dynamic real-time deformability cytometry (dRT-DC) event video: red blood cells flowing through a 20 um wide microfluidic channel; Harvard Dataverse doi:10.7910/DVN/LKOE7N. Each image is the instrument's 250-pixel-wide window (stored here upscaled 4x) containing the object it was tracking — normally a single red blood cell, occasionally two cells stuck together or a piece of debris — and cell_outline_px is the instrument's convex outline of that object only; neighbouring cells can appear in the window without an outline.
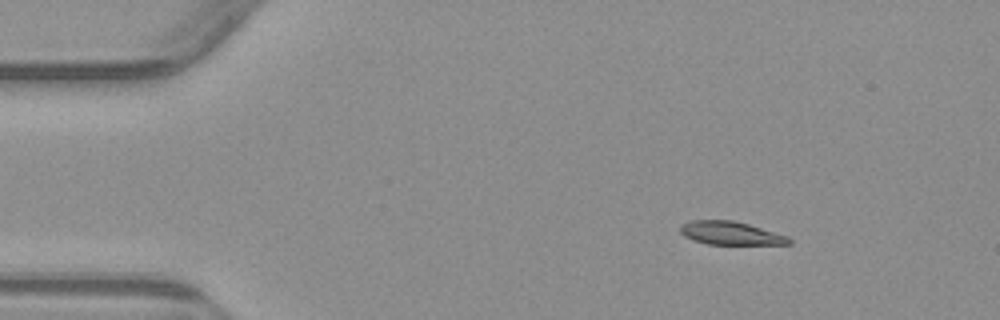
{"species": "common noctule bat (a hibernating species)", "species_latin": "Nyctalus noctula", "temperature_condition": "warm", "stored_images_in_passage": 4, "camera_frame_rate_fps": 3000, "um_per_image_px": 0.085, "animal": {"sex": "male", "body_mass_g": 23.1, "forearm_length_mm": 52.7}, "frame": {"image": 1, "passage_image": 2, "time_ms": 1.0, "image_size_px": [1000, 320], "cell_outline_px": [[792, 244], [708, 244], [692, 240], [684, 236], [680, 232], [680, 228], [684, 224], [692, 220], [732, 220], [748, 224], [788, 236], [792, 240]], "centroid_in_image_um": [62.11, 19.82], "position_along_channel_um": 22.9, "area_um2": 14.62}}
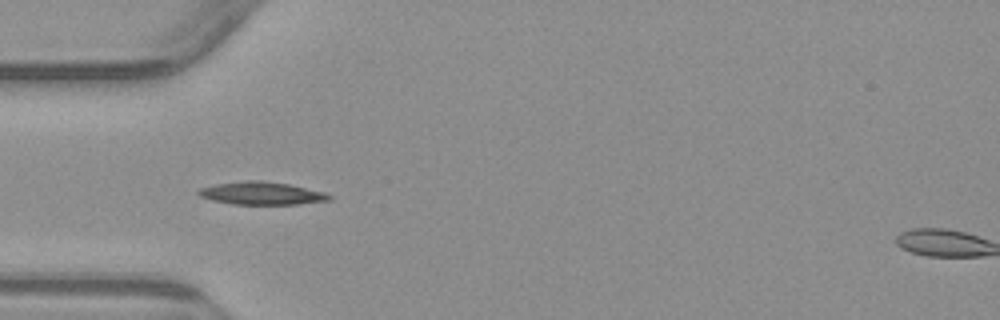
{"frame": {"image": 2, "passage_image": 4, "time_ms": 4.0, "image_size_px": [1000, 320], "cell_outline_px": [[332, 200], [296, 204], [232, 204], [212, 200], [200, 196], [196, 192], [200, 188], [216, 184], [244, 180], [260, 180], [288, 184], [324, 192], [332, 196]], "centroid_in_image_um": [22.23, 16.43], "position_along_channel_um": 62.8, "area_um2": 17.28}}